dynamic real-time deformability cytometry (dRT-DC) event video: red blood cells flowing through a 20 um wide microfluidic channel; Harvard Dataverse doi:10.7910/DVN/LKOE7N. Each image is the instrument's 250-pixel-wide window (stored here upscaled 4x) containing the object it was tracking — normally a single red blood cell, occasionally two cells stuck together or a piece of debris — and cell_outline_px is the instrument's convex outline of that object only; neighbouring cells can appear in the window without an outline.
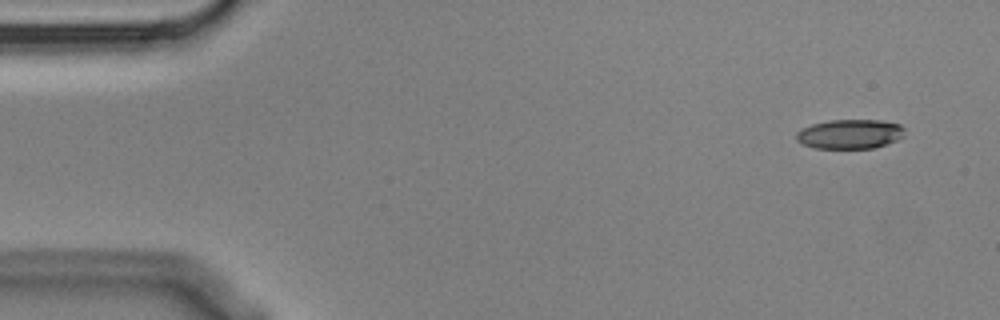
{"species": "Egyptian fruit bat (a non-hibernating species)", "species_latin": "Rousettus aegyptiacus", "temperature_condition": "cold", "stored_images_in_passage": 4, "segment_of_instrument_passage": [1, 2], "camera_frame_rate_fps": 3000, "um_per_image_px": 0.085, "animal": {"sex": "male"}, "frame": {"image": 1, "passage_image": 1, "time_ms": 0.0, "image_size_px": [1000, 320], "cell_outline_px": [[904, 136], [888, 144], [872, 148], [816, 148], [804, 144], [796, 140], [796, 132], [812, 124], [832, 120], [880, 120], [900, 124], [904, 128]], "centroid_in_image_um": [72.27, 11.39], "position_along_channel_um": 12.7, "area_um2": 18.5}}